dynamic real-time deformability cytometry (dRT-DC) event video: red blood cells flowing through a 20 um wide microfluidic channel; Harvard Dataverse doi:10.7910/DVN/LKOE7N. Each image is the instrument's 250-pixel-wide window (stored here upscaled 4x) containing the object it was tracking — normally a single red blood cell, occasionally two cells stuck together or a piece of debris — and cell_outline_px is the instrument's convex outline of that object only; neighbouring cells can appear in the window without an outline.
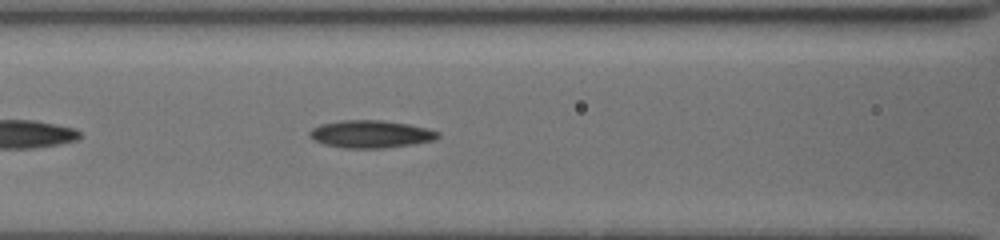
{"species": "common noctule bat (a hibernating species)", "species_latin": "Nyctalus noctula", "temperature_condition": "cold", "stored_images_in_passage": 33, "camera_frame_rate_fps": 3000, "um_per_image_px": 0.085, "animal": {"sex": "female", "body_mass_g": 19.5, "forearm_length_mm": 54.1}, "frame": {"image": 1, "passage_image": 12, "time_ms": 5.667, "image_size_px": [1000, 240], "cell_outline_px": [[440, 136], [436, 140], [416, 144], [384, 148], [340, 148], [324, 144], [312, 140], [308, 136], [308, 132], [312, 128], [320, 124], [344, 120], [380, 120], [408, 124], [440, 132]], "centroid_in_image_um": [31.49, 11.41], "position_along_channel_um": 135.1, "area_um2": 20.81}}
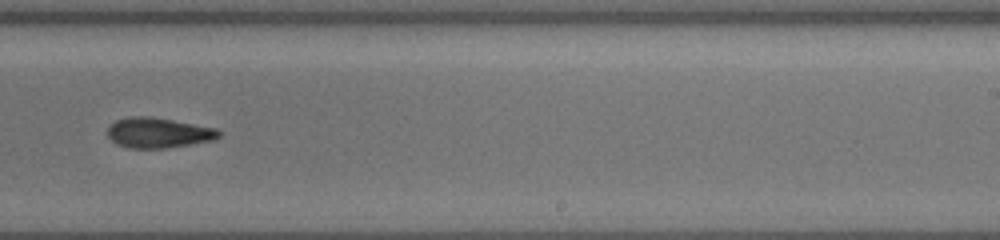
{"frame": {"image": 2, "passage_image": 22, "time_ms": 9.333, "image_size_px": [1000, 240], "cell_outline_px": [[220, 136], [212, 140], [168, 148], [128, 148], [116, 144], [108, 136], [108, 128], [116, 120], [132, 116], [148, 116], [216, 128], [220, 132]], "centroid_in_image_um": [13.44, 11.29], "position_along_channel_um": 275.6, "area_um2": 19.36}}
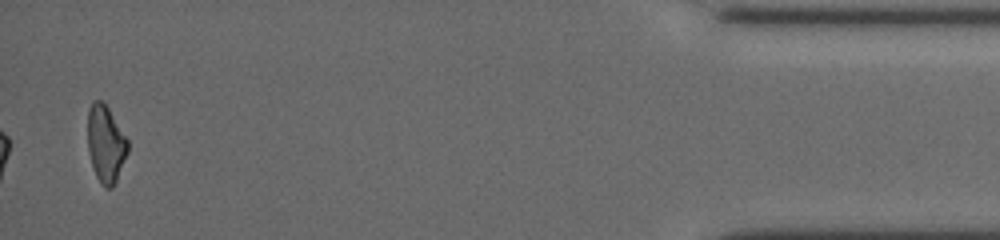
{"frame": {"image": 3, "passage_image": 33, "time_ms": 15.0, "image_size_px": [1000, 240], "cell_outline_px": [[128, 152], [116, 180], [112, 188], [104, 188], [100, 184], [96, 176], [88, 152], [88, 108], [92, 100], [100, 100], [108, 108], [128, 140]], "centroid_in_image_um": [8.97, 12.24], "position_along_channel_um": 426.2, "area_um2": 17.92}, "authors_computed_cell_mechanics": {"area_um2": 19.8254, "velocity_mm_per_s": 3.8422, "shape_relaxation_time_tau1_ms": null, "shape_relaxation_time_tau2_ms": 4.7685, "deformation_change_tau1": null, "deformation_change_tau2": 0.1339}}